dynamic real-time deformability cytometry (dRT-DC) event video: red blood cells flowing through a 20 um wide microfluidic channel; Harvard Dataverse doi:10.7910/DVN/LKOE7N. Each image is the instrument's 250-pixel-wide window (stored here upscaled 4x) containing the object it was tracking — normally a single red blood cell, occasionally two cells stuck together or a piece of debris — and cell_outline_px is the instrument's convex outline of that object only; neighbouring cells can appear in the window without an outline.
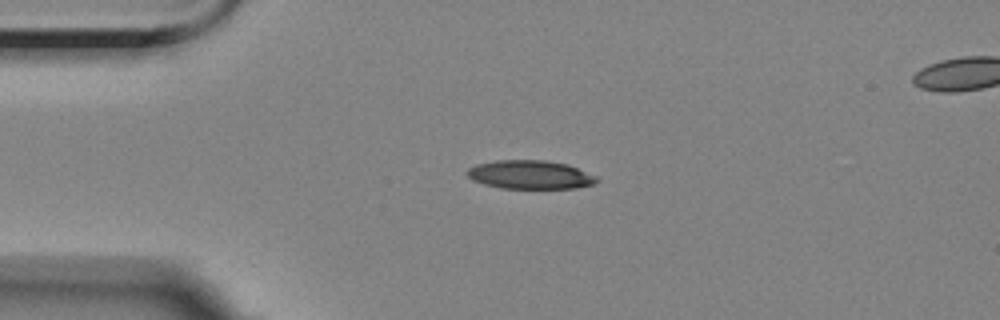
{"species": "Egyptian fruit bat (a non-hibernating species)", "species_latin": "Rousettus aegyptiacus", "temperature_condition": "room temperature", "stored_images_in_passage": 2, "segment_of_instrument_passage": [1, 2], "camera_frame_rate_fps": 3000, "um_per_image_px": 0.085, "animal": {"sex": "female"}, "frame": {"image": 1, "passage_image": 1, "time_ms": 0.0, "image_size_px": [1000, 320], "cell_outline_px": [[600, 180], [592, 184], [576, 188], [500, 188], [484, 184], [472, 180], [468, 176], [468, 168], [476, 164], [496, 160], [544, 160], [568, 164], [596, 176]], "centroid_in_image_um": [45.06, 14.84], "position_along_channel_um": 39.9, "area_um2": 21.56}}